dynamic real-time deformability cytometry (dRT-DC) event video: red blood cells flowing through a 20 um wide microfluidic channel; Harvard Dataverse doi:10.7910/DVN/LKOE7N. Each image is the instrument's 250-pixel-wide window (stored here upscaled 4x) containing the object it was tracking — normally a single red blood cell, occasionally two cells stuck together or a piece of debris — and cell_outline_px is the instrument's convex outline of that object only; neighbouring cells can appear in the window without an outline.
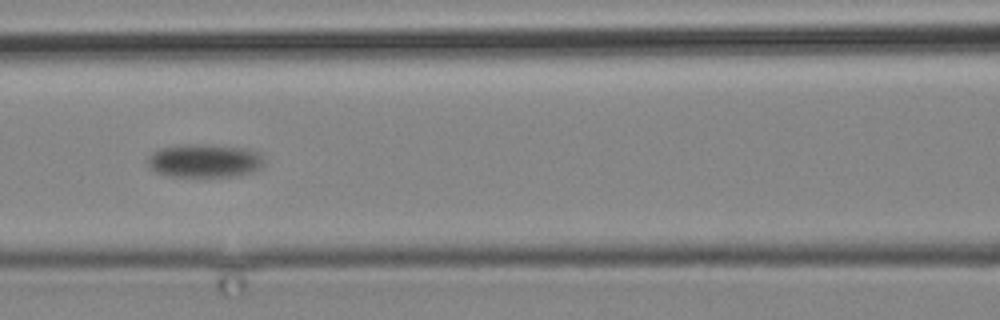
{"species": "common noctule bat (a hibernating species)", "species_latin": "Nyctalus noctula", "temperature_condition": "cold", "stored_images_in_passage": 16, "camera_frame_rate_fps": 3000, "um_per_image_px": 0.085, "animal": {"sex": "male", "body_mass_g": 19.2, "forearm_length_mm": 51.8}, "frame": {"image": 1, "passage_image": 16, "time_ms": 19.0, "image_size_px": [1000, 320], "cell_outline_px": [[264, 164], [260, 168], [252, 172], [236, 176], [168, 176], [156, 172], [148, 168], [144, 160], [152, 152], [160, 148], [180, 144], [208, 144], [248, 148], [260, 152]], "centroid_in_image_um": [17.34, 13.65], "position_along_channel_um": 149.3, "area_um2": 23.18}}